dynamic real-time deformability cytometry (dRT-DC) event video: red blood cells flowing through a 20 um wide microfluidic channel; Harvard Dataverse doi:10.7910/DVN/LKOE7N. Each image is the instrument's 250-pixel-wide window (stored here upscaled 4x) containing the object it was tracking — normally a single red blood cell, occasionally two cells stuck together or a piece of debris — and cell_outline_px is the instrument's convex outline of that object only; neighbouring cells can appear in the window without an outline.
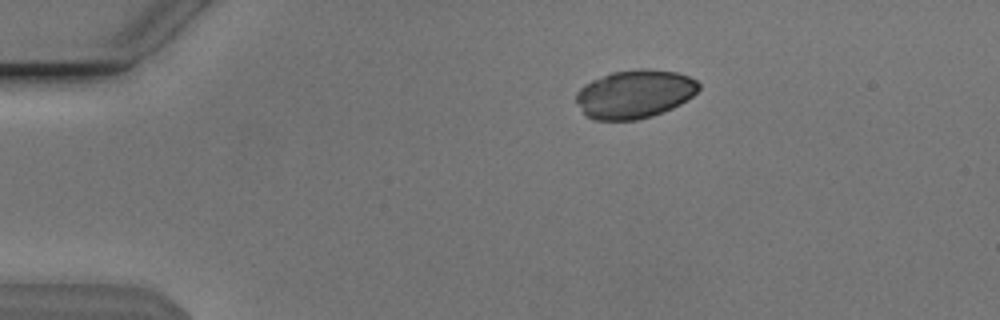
{"species": "Egyptian fruit bat (a non-hibernating species)", "species_latin": "Rousettus aegyptiacus", "temperature_condition": "cold", "stored_images_in_passage": 44, "camera_frame_rate_fps": 3000, "um_per_image_px": 0.085, "animal": {"sex": "male"}, "frame": {"image": 1, "passage_image": 1, "time_ms": 0.0, "image_size_px": [1000, 320], "cell_outline_px": [[700, 88], [692, 96], [680, 104], [672, 108], [652, 116], [636, 120], [596, 120], [588, 116], [584, 112], [576, 100], [576, 92], [584, 84], [592, 80], [612, 72], [640, 68], [648, 68], [676, 72], [688, 76], [696, 80], [700, 84]], "centroid_in_image_um": [53.96, 7.98], "position_along_channel_um": 31.0, "area_um2": 34.51}}